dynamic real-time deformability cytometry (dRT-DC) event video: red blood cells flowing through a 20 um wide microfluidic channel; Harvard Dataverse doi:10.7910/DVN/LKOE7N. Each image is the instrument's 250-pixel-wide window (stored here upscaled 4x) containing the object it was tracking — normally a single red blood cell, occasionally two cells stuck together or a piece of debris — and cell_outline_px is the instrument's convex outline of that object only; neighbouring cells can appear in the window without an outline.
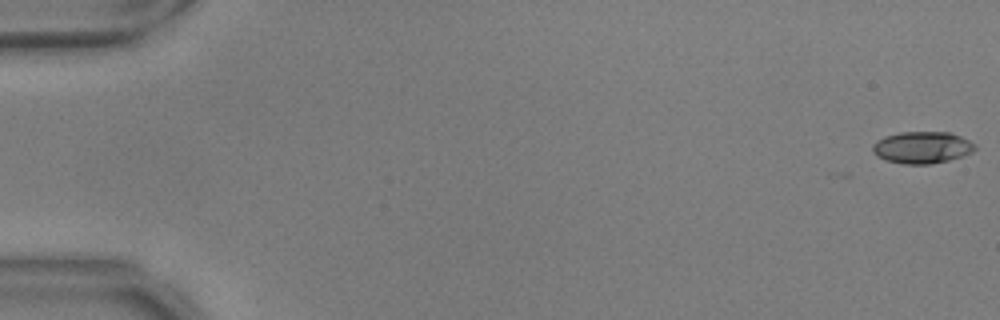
{"species": "common noctule bat (a hibernating species)", "species_latin": "Nyctalus noctula", "temperature_condition": "warm", "stored_images_in_passage": 56, "camera_frame_rate_fps": 3000, "um_per_image_px": 0.085, "animal": {"sex": "male", "body_mass_g": 17.9, "forearm_length_mm": 54.2}, "frame": {"image": 1, "passage_image": 1, "time_ms": 0.0, "image_size_px": [1000, 320], "cell_outline_px": [[976, 148], [972, 152], [948, 160], [932, 164], [904, 164], [884, 160], [876, 156], [872, 152], [872, 144], [876, 140], [884, 136], [900, 132], [948, 132], [960, 136], [976, 144]], "centroid_in_image_um": [78.33, 12.53], "position_along_channel_um": 6.7, "area_um2": 19.13}}
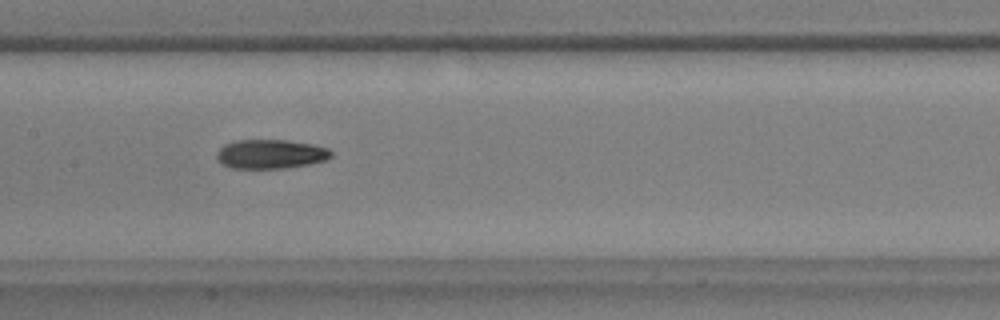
{"frame": {"image": 2, "passage_image": 28, "time_ms": 9.0, "image_size_px": [1000, 320], "cell_outline_px": [[332, 156], [324, 160], [308, 164], [288, 168], [232, 168], [220, 164], [216, 160], [216, 152], [224, 144], [236, 140], [288, 140], [316, 144], [328, 148], [332, 152]], "centroid_in_image_um": [22.98, 13.09], "position_along_channel_um": 184.4, "area_um2": 19.71}}
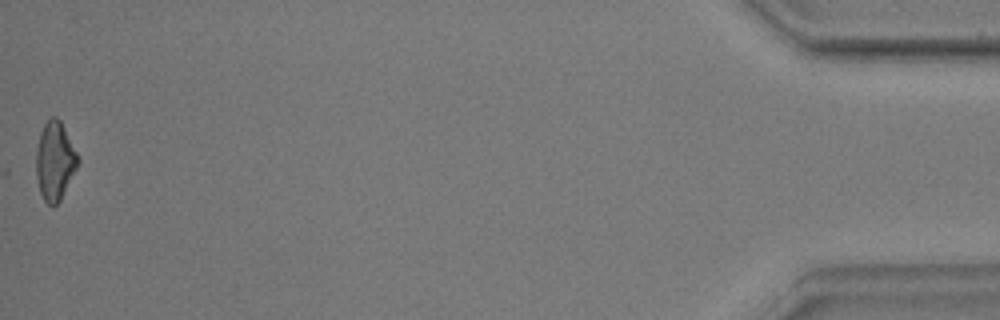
{"frame": {"image": 3, "passage_image": 55, "time_ms": 18.0, "image_size_px": [1000, 320], "cell_outline_px": [[80, 160], [60, 200], [52, 208], [44, 200], [40, 192], [36, 176], [36, 152], [40, 132], [44, 124], [52, 116], [56, 116], [60, 120], [80, 156]], "centroid_in_image_um": [4.67, 13.67], "position_along_channel_um": 430.5, "area_um2": 19.13}}